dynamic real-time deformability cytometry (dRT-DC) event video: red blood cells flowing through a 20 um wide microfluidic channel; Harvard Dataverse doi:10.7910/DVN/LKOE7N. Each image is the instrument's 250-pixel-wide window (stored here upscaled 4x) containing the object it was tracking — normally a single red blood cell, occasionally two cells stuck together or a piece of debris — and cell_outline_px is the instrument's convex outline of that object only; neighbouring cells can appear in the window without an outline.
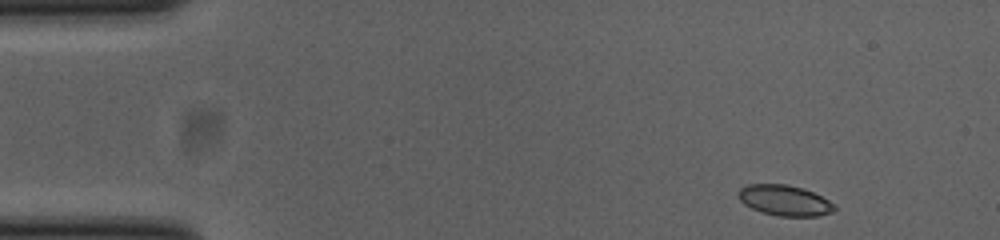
{"species": "common noctule bat (a hibernating species)", "species_latin": "Nyctalus noctula", "temperature_condition": "cold", "stored_images_in_passage": 48, "camera_frame_rate_fps": 3000, "um_per_image_px": 0.085, "animal": {"sex": "female", "body_mass_g": 23.0, "forearm_length_mm": 53.4}, "frame": {"image": 1, "passage_image": 1, "time_ms": 0.0, "image_size_px": [1000, 240], "cell_outline_px": [[836, 208], [832, 212], [820, 216], [776, 216], [760, 212], [744, 204], [736, 196], [736, 192], [740, 188], [748, 184], [788, 184], [804, 188], [836, 204]], "centroid_in_image_um": [66.67, 17.03], "position_along_channel_um": 18.3, "area_um2": 17.4}}
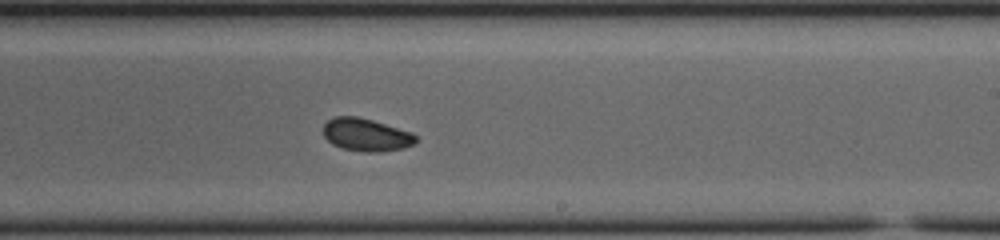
{"frame": {"image": 2, "passage_image": 27, "time_ms": 8.667, "image_size_px": [1000, 240], "cell_outline_px": [[416, 140], [412, 144], [404, 148], [380, 152], [364, 152], [344, 148], [332, 144], [324, 136], [324, 124], [332, 116], [356, 116], [372, 120], [412, 132], [416, 136]], "centroid_in_image_um": [31.11, 11.45], "position_along_channel_um": 257.9, "area_um2": 17.57}}
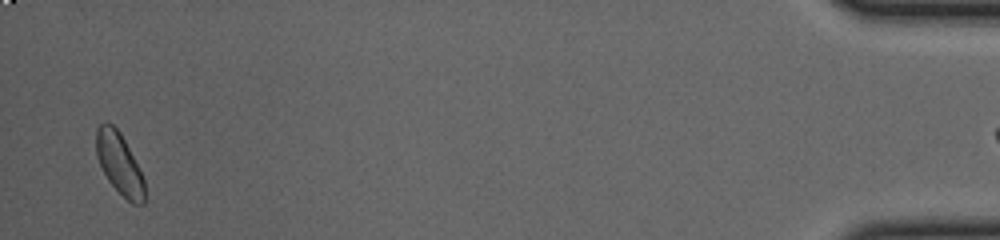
{"frame": {"image": 3, "passage_image": 47, "time_ms": 15.333, "image_size_px": [1000, 240], "cell_outline_px": [[144, 204], [132, 204], [108, 180], [96, 156], [96, 128], [104, 120], [112, 124], [120, 132], [144, 180]], "centroid_in_image_um": [10.11, 13.87], "position_along_channel_um": 425.1, "area_um2": 16.88}}